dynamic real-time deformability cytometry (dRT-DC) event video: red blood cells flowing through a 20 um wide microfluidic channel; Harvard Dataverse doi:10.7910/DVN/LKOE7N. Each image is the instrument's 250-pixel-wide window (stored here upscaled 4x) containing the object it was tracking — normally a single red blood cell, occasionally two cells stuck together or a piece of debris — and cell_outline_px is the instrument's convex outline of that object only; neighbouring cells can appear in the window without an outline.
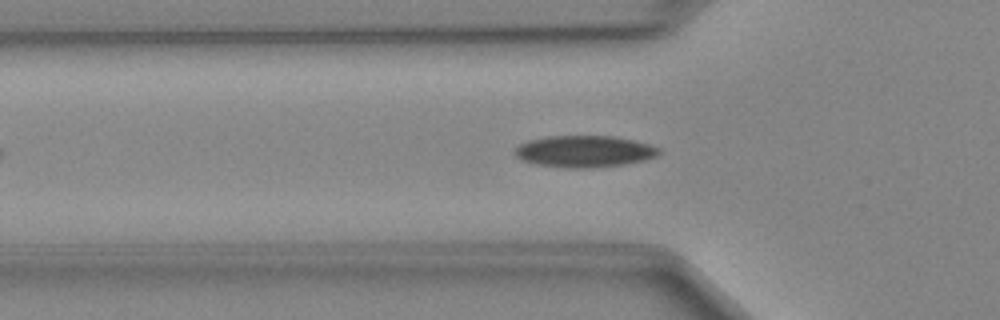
{"species": "Egyptian fruit bat (a non-hibernating species)", "species_latin": "Rousettus aegyptiacus", "temperature_condition": "cold", "stored_images_in_passage": 43, "camera_frame_rate_fps": 3000, "um_per_image_px": 0.085, "animal": {"sex": "female"}, "frame": {"image": 1, "passage_image": 10, "time_ms": 3.0, "image_size_px": [1000, 320], "cell_outline_px": [[660, 152], [656, 156], [644, 160], [620, 164], [592, 168], [568, 168], [536, 164], [524, 160], [516, 156], [512, 152], [520, 144], [528, 140], [548, 136], [616, 136], [648, 144], [660, 148]], "centroid_in_image_um": [49.65, 12.86], "position_along_channel_um": 76.2, "area_um2": 26.41}}
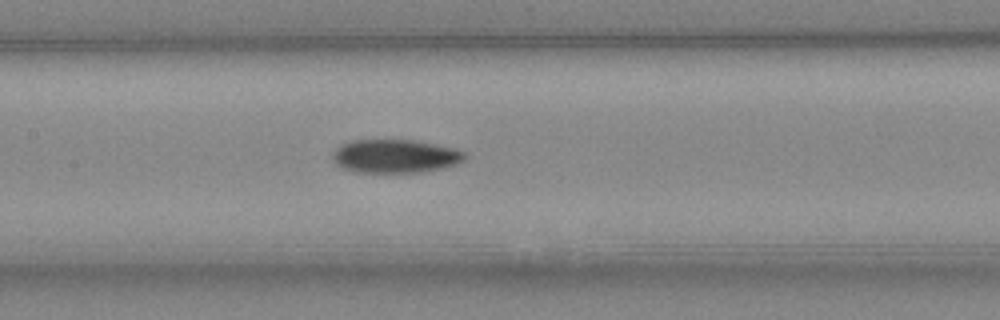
{"frame": {"image": 2, "passage_image": 17, "time_ms": 5.333, "image_size_px": [1000, 320], "cell_outline_px": [[468, 156], [464, 160], [456, 164], [444, 168], [424, 172], [356, 172], [340, 168], [336, 164], [332, 156], [332, 152], [340, 144], [352, 140], [412, 140], [436, 144], [452, 148], [464, 152]], "centroid_in_image_um": [33.57, 13.28], "position_along_channel_um": 173.8, "area_um2": 25.95}}
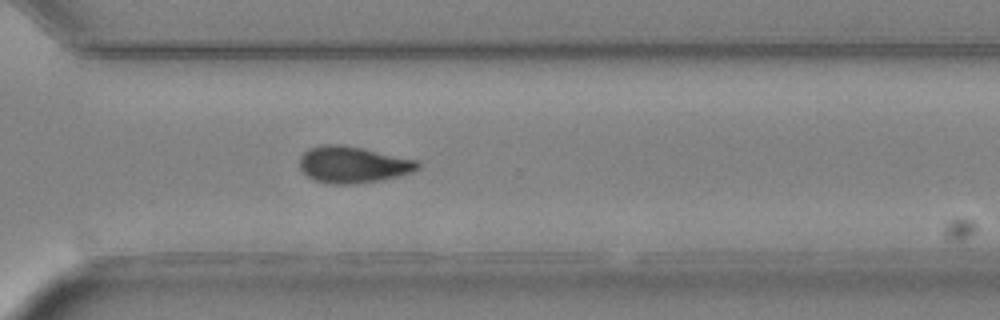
{"frame": {"image": 3, "passage_image": 29, "time_ms": 9.333, "image_size_px": [1000, 320], "cell_outline_px": [[420, 168], [412, 172], [380, 180], [352, 184], [328, 184], [316, 180], [308, 176], [300, 168], [300, 156], [308, 148], [320, 144], [340, 144], [420, 160]], "centroid_in_image_um": [30.0, 13.98], "position_along_channel_um": 340.6, "area_um2": 25.14}}